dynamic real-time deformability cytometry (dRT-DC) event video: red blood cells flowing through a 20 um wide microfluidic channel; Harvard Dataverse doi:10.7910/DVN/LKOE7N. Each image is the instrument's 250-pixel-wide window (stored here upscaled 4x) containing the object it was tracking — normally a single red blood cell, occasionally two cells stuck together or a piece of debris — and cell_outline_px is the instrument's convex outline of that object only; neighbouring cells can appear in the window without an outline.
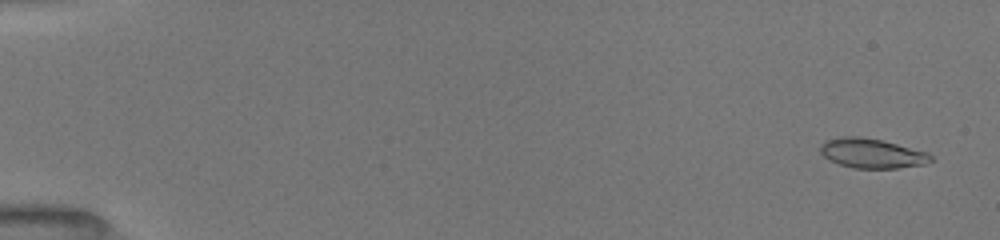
{"species": "common noctule bat (a hibernating species)", "species_latin": "Nyctalus noctula", "temperature_condition": "room temperature", "stored_images_in_passage": 14, "camera_frame_rate_fps": 3000, "um_per_image_px": 0.085, "animal": {"sex": "female", "body_mass_g": 19.5, "forearm_length_mm": 54.1}, "frame": {"image": 1, "passage_image": 3, "time_ms": 0.667, "image_size_px": [1000, 240], "cell_outline_px": [[932, 160], [924, 164], [896, 168], [852, 168], [840, 164], [824, 156], [820, 152], [820, 144], [828, 140], [844, 136], [860, 136], [880, 140], [928, 152], [932, 156]], "centroid_in_image_um": [74.11, 13.03], "position_along_channel_um": 10.9, "area_um2": 18.79}}
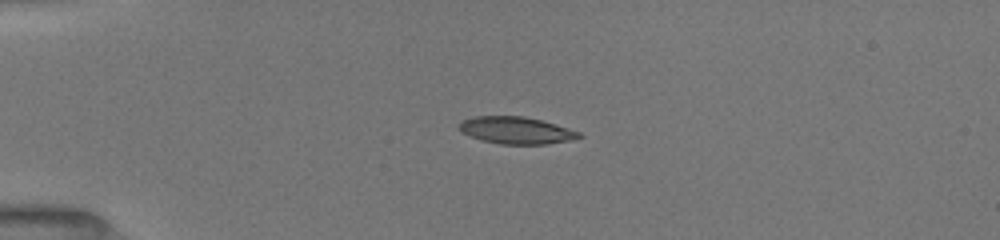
{"frame": {"image": 2, "passage_image": 9, "time_ms": 4.333, "image_size_px": [1000, 240], "cell_outline_px": [[584, 136], [568, 140], [548, 144], [500, 144], [484, 140], [472, 136], [464, 132], [460, 128], [460, 124], [464, 120], [476, 116], [524, 116], [556, 124], [580, 132]], "centroid_in_image_um": [43.94, 11.08], "position_along_channel_um": 41.1, "area_um2": 18.5}}
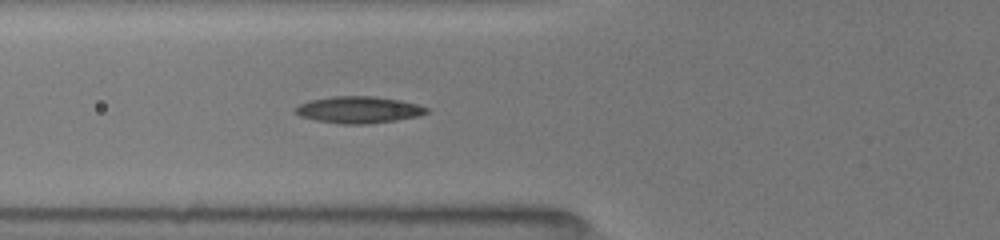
{"frame": {"image": 3, "passage_image": 14, "time_ms": 6.667, "image_size_px": [1000, 240], "cell_outline_px": [[428, 112], [416, 116], [396, 120], [364, 124], [340, 124], [316, 120], [300, 116], [292, 108], [308, 100], [332, 96], [372, 96], [400, 100], [416, 104], [428, 108]], "centroid_in_image_um": [30.43, 9.32], "position_along_channel_um": 95.4, "area_um2": 20.35}}